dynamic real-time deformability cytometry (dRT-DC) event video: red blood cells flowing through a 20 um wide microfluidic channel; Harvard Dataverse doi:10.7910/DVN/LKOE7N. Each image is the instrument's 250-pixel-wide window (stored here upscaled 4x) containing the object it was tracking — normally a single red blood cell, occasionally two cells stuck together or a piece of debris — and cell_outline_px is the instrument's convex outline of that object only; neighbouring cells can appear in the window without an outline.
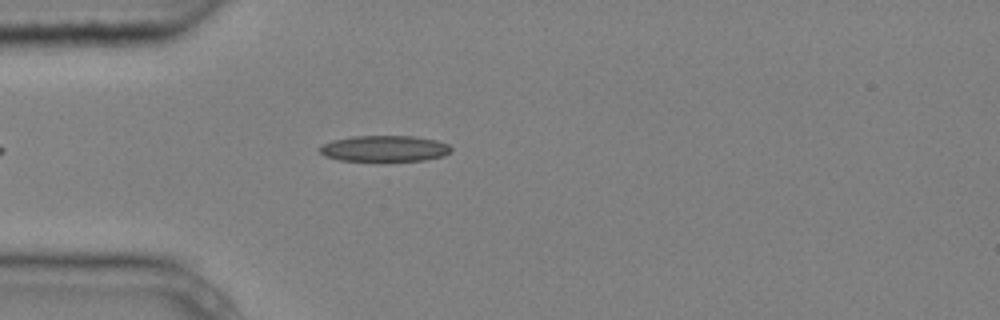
{"species": "common noctule bat (a hibernating species)", "species_latin": "Nyctalus noctula", "temperature_condition": "cold", "stored_images_in_passage": 3, "camera_frame_rate_fps": 3000, "um_per_image_px": 0.085, "animal": {"sex": "male", "body_mass_g": 20.4}, "frame": {"image": 1, "passage_image": 3, "time_ms": 0.667, "image_size_px": [1000, 320], "cell_outline_px": [[452, 152], [444, 156], [424, 160], [340, 160], [324, 156], [316, 148], [332, 140], [356, 136], [412, 136], [436, 140], [448, 144], [452, 148]], "centroid_in_image_um": [32.69, 12.62], "position_along_channel_um": 52.3, "area_um2": 19.83}}